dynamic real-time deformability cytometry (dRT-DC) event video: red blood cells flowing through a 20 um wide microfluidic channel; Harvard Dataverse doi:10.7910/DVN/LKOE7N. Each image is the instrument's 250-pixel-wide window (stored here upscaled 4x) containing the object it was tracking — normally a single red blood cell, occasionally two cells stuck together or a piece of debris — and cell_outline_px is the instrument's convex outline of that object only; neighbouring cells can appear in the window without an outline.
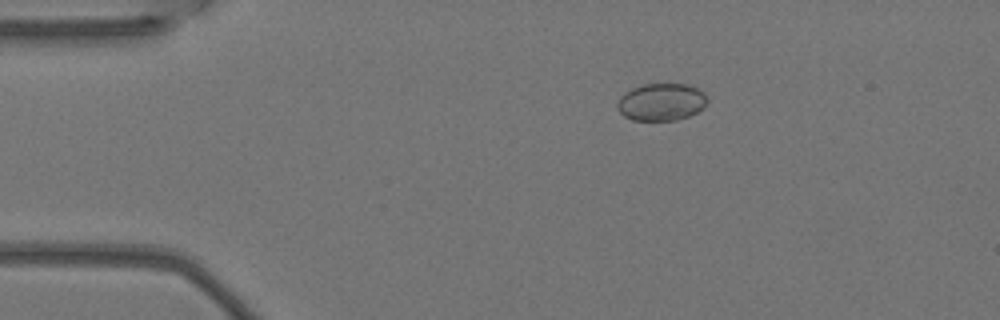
{"species": "Egyptian fruit bat (a non-hibernating species)", "species_latin": "Rousettus aegyptiacus", "temperature_condition": "warm", "stored_images_in_passage": 9, "camera_frame_rate_fps": 3000, "um_per_image_px": 0.085, "animal": {"sex": "female"}, "frame": {"image": 1, "passage_image": 2, "time_ms": 0.333, "image_size_px": [1000, 320], "cell_outline_px": [[708, 100], [704, 108], [688, 116], [676, 120], [632, 120], [624, 116], [616, 108], [616, 104], [620, 96], [624, 92], [632, 88], [644, 84], [684, 84], [696, 88], [704, 92]], "centroid_in_image_um": [56.19, 8.67], "position_along_channel_um": 28.8, "area_um2": 19.65}}
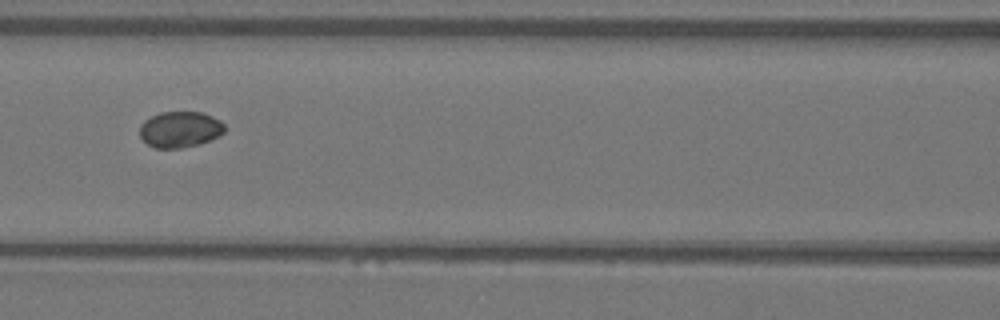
{"frame": {"image": 2, "passage_image": 6, "time_ms": 1.667, "image_size_px": [1000, 320], "cell_outline_px": [[224, 132], [220, 136], [200, 144], [180, 148], [156, 148], [148, 144], [140, 136], [140, 124], [144, 120], [160, 112], [204, 112], [220, 120], [224, 124]], "centroid_in_image_um": [15.32, 10.99], "position_along_channel_um": 151.3, "area_um2": 17.92}}
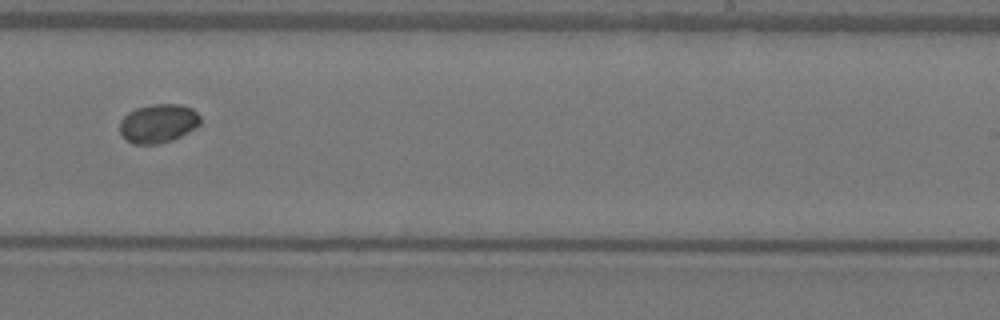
{"frame": {"image": 3, "passage_image": 9, "time_ms": 2.667, "image_size_px": [1000, 320], "cell_outline_px": [[200, 124], [180, 136], [172, 140], [160, 144], [132, 144], [120, 132], [120, 120], [128, 112], [136, 108], [152, 104], [176, 104], [192, 108], [200, 116]], "centroid_in_image_um": [13.43, 10.49], "position_along_channel_um": 275.6, "area_um2": 18.09}}